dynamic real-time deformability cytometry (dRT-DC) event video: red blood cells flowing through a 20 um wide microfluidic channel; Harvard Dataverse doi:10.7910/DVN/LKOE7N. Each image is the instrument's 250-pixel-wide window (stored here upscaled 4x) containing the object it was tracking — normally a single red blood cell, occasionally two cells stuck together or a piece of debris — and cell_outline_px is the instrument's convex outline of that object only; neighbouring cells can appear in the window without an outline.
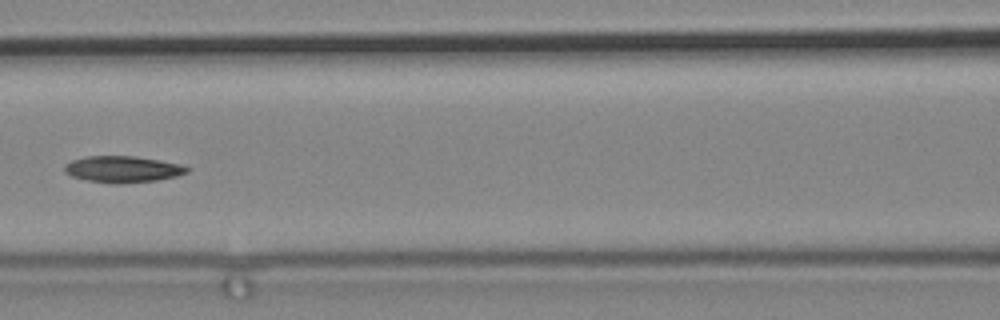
{"species": "common noctule bat (a hibernating species)", "species_latin": "Nyctalus noctula", "temperature_condition": "cold", "stored_images_in_passage": 9, "camera_frame_rate_fps": 3000, "um_per_image_px": 0.085, "animal": {"sex": "male", "body_mass_g": 19.2, "forearm_length_mm": 51.8}, "frame": {"image": 1, "passage_image": 6, "time_ms": 1.667, "image_size_px": [1000, 320], "cell_outline_px": [[192, 168], [188, 172], [176, 176], [156, 180], [116, 184], [112, 184], [88, 180], [72, 176], [64, 172], [64, 164], [72, 160], [84, 156], [136, 156], [180, 164]], "centroid_in_image_um": [10.42, 14.38], "position_along_channel_um": 156.2, "area_um2": 18.9}}
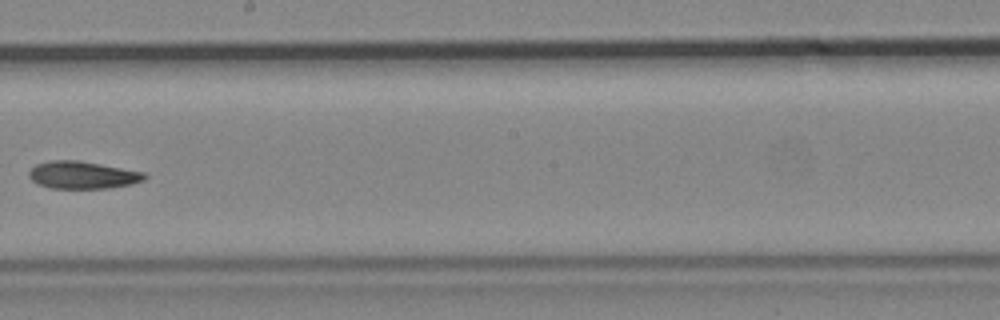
{"frame": {"image": 2, "passage_image": 8, "time_ms": 2.333, "image_size_px": [1000, 320], "cell_outline_px": [[148, 176], [144, 180], [132, 184], [108, 188], [52, 188], [36, 184], [28, 176], [28, 172], [36, 164], [52, 160], [80, 160], [144, 172]], "centroid_in_image_um": [7.02, 14.87], "position_along_channel_um": 241.2, "area_um2": 18.55}}
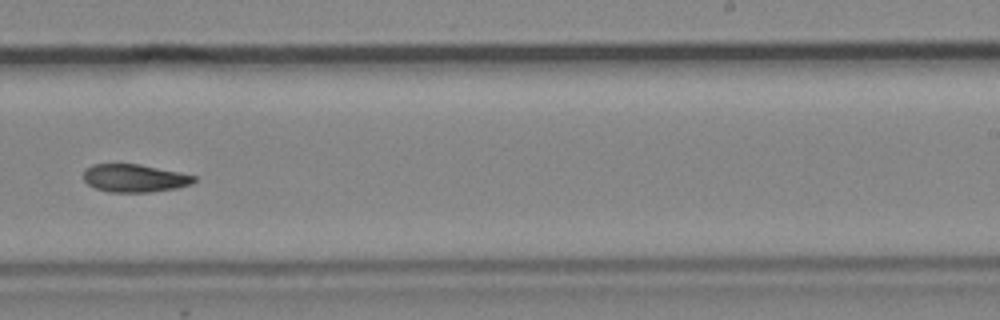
{"frame": {"image": 3, "passage_image": 9, "time_ms": 2.667, "image_size_px": [1000, 320], "cell_outline_px": [[196, 180], [192, 184], [176, 188], [152, 192], [108, 192], [96, 188], [88, 184], [84, 180], [84, 172], [92, 164], [140, 164], [180, 172], [196, 176]], "centroid_in_image_um": [11.47, 15.14], "position_along_channel_um": 277.5, "area_um2": 17.98}}